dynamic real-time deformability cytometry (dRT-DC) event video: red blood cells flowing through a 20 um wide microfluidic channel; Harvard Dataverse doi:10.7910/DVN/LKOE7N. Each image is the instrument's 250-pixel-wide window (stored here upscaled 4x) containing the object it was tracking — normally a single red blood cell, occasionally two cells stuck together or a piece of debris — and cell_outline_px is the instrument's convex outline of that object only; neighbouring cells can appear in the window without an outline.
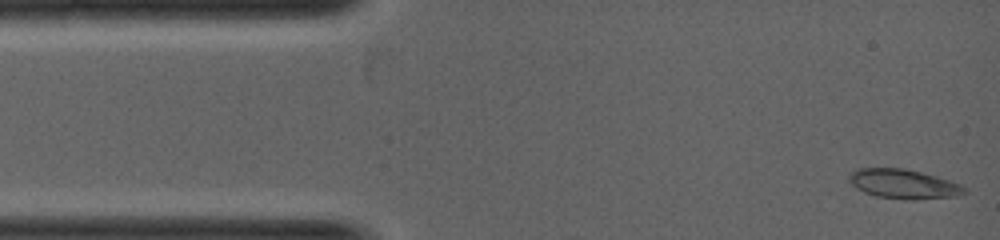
{"species": "common noctule bat (a hibernating species)", "species_latin": "Nyctalus noctula", "temperature_condition": "warm", "stored_images_in_passage": 29, "camera_frame_rate_fps": 5000, "um_per_image_px": 0.085, "animal": {"sex": "female", "body_mass_g": 19.0, "forearm_length_mm": 53.3}, "frame": {"image": 1, "passage_image": 1, "time_ms": 0.0, "image_size_px": [1000, 240], "cell_outline_px": [[968, 192], [956, 196], [912, 200], [904, 200], [876, 196], [864, 192], [856, 188], [848, 180], [848, 172], [856, 168], [904, 168], [936, 176], [960, 184]], "centroid_in_image_um": [76.75, 15.64], "position_along_channel_um": 8.3, "area_um2": 19.88}}
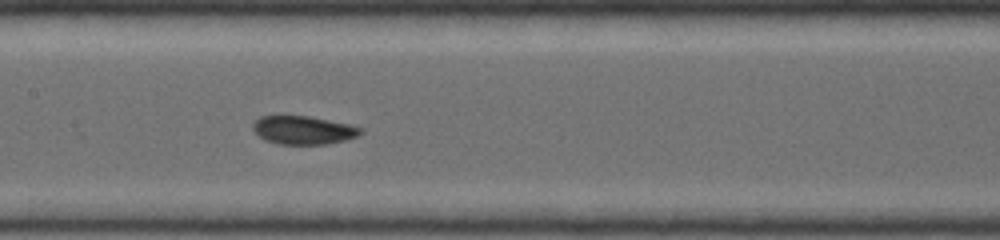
{"frame": {"image": 2, "passage_image": 13, "time_ms": 3.0, "image_size_px": [1000, 240], "cell_outline_px": [[364, 132], [356, 136], [344, 140], [324, 144], [280, 144], [264, 140], [252, 128], [252, 124], [260, 116], [280, 112], [308, 116], [348, 124], [364, 128]], "centroid_in_image_um": [25.72, 11.01], "position_along_channel_um": 181.7, "area_um2": 18.32}}
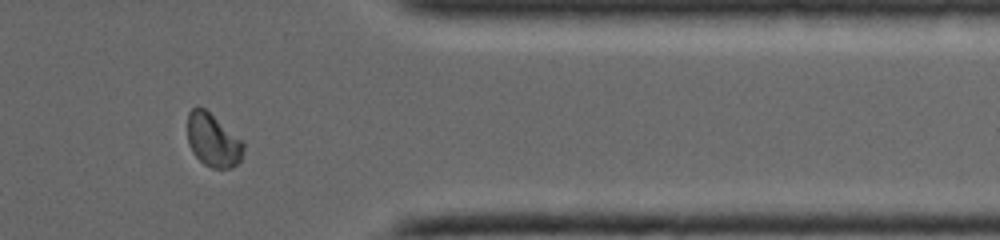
{"frame": {"image": 3, "passage_image": 24, "time_ms": 5.6, "image_size_px": [1000, 240], "cell_outline_px": [[244, 148], [240, 160], [232, 168], [212, 168], [204, 164], [192, 152], [188, 144], [188, 112], [196, 104], [204, 108], [244, 140]], "centroid_in_image_um": [18.11, 11.9], "position_along_channel_um": 393.3, "area_um2": 17.57}}